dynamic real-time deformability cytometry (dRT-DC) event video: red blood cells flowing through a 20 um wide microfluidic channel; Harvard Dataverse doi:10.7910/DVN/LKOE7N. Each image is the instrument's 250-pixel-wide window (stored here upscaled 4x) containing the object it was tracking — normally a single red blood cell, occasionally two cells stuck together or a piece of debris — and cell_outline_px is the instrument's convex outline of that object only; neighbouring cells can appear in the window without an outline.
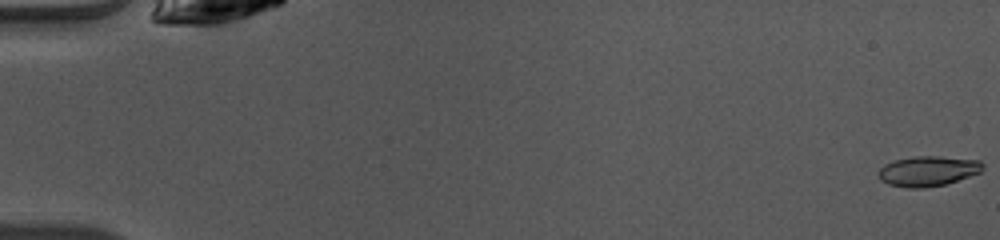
{"species": "common noctule bat (a hibernating species)", "species_latin": "Nyctalus noctula", "temperature_condition": "warm", "stored_images_in_passage": 49, "camera_frame_rate_fps": 3000, "um_per_image_px": 0.085, "animal": {"sex": "female", "body_mass_g": 10.0, "forearm_length_mm": 53.1}, "frame": {"image": 1, "passage_image": 1, "time_ms": 0.0, "image_size_px": [1000, 240], "cell_outline_px": [[984, 168], [980, 172], [944, 184], [924, 188], [908, 188], [888, 184], [880, 180], [876, 172], [884, 164], [896, 160], [916, 156], [940, 156], [980, 160], [984, 164]], "centroid_in_image_um": [78.85, 14.53], "position_along_channel_um": 6.2, "area_um2": 18.32}}
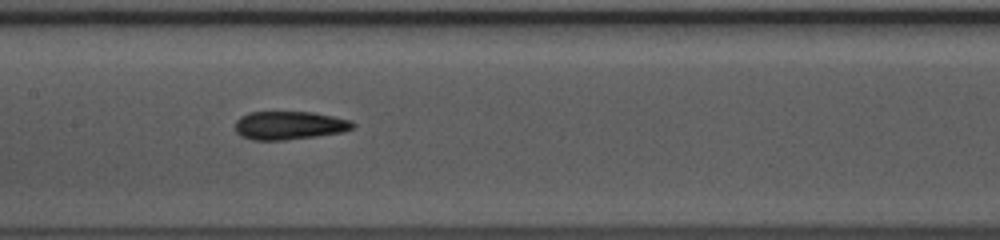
{"frame": {"image": 2, "passage_image": 25, "time_ms": 8.0, "image_size_px": [1000, 240], "cell_outline_px": [[356, 128], [340, 132], [316, 136], [284, 140], [252, 140], [240, 136], [236, 132], [236, 120], [240, 116], [248, 112], [312, 112], [352, 120], [356, 124]], "centroid_in_image_um": [24.59, 10.66], "position_along_channel_um": 182.8, "area_um2": 19.54}}
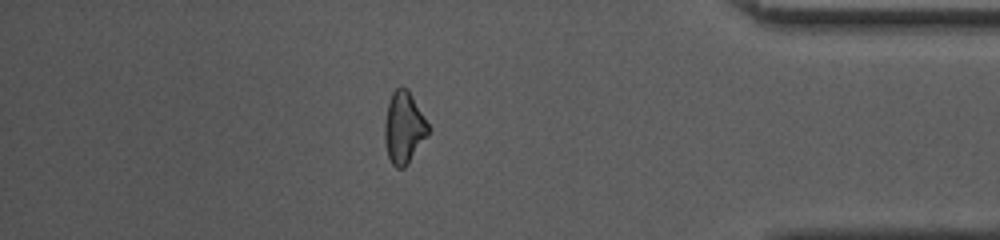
{"frame": {"image": 3, "passage_image": 43, "time_ms": 14.0, "image_size_px": [1000, 240], "cell_outline_px": [[432, 128], [408, 164], [404, 168], [396, 168], [392, 164], [388, 156], [384, 140], [384, 124], [388, 104], [392, 92], [396, 88], [408, 88]], "centroid_in_image_um": [34.34, 10.85], "position_along_channel_um": 400.9, "area_um2": 18.44}, "authors_computed_cell_mechanics": {"area_um2": 18.5538, "velocity_mm_per_s": 4.1142, "shape_relaxation_time_tau1_ms": 6.525, "shape_relaxation_time_tau2_ms": 1.916, "deformation_change_tau1": 0.1704, "deformation_change_tau2": 0.0903}}